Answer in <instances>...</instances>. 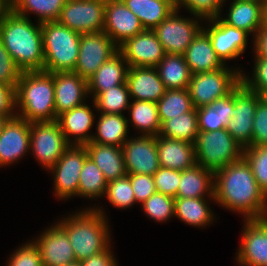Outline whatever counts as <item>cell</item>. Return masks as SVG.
<instances>
[{"label":"cell","instance_id":"obj_1","mask_svg":"<svg viewBox=\"0 0 267 266\" xmlns=\"http://www.w3.org/2000/svg\"><path fill=\"white\" fill-rule=\"evenodd\" d=\"M214 200L244 214L246 220L267 218V196L244 157L214 172Z\"/></svg>","mask_w":267,"mask_h":266},{"label":"cell","instance_id":"obj_2","mask_svg":"<svg viewBox=\"0 0 267 266\" xmlns=\"http://www.w3.org/2000/svg\"><path fill=\"white\" fill-rule=\"evenodd\" d=\"M11 11L0 23V39L21 71L43 70L44 50L41 23Z\"/></svg>","mask_w":267,"mask_h":266},{"label":"cell","instance_id":"obj_3","mask_svg":"<svg viewBox=\"0 0 267 266\" xmlns=\"http://www.w3.org/2000/svg\"><path fill=\"white\" fill-rule=\"evenodd\" d=\"M16 108L20 118L28 122L55 121V89L53 73L23 71L15 88Z\"/></svg>","mask_w":267,"mask_h":266},{"label":"cell","instance_id":"obj_4","mask_svg":"<svg viewBox=\"0 0 267 266\" xmlns=\"http://www.w3.org/2000/svg\"><path fill=\"white\" fill-rule=\"evenodd\" d=\"M68 235L76 261L89 258L109 245V231L104 212L90 208L57 223Z\"/></svg>","mask_w":267,"mask_h":266},{"label":"cell","instance_id":"obj_5","mask_svg":"<svg viewBox=\"0 0 267 266\" xmlns=\"http://www.w3.org/2000/svg\"><path fill=\"white\" fill-rule=\"evenodd\" d=\"M44 66L54 72L74 71L78 59L80 35L58 21L41 23Z\"/></svg>","mask_w":267,"mask_h":266},{"label":"cell","instance_id":"obj_6","mask_svg":"<svg viewBox=\"0 0 267 266\" xmlns=\"http://www.w3.org/2000/svg\"><path fill=\"white\" fill-rule=\"evenodd\" d=\"M196 164L213 172L243 157V148L224 129L199 131L194 143Z\"/></svg>","mask_w":267,"mask_h":266},{"label":"cell","instance_id":"obj_7","mask_svg":"<svg viewBox=\"0 0 267 266\" xmlns=\"http://www.w3.org/2000/svg\"><path fill=\"white\" fill-rule=\"evenodd\" d=\"M241 70L223 67L210 72L193 74L188 91L193 106L197 109L209 106L216 99L230 94L241 83Z\"/></svg>","mask_w":267,"mask_h":266},{"label":"cell","instance_id":"obj_8","mask_svg":"<svg viewBox=\"0 0 267 266\" xmlns=\"http://www.w3.org/2000/svg\"><path fill=\"white\" fill-rule=\"evenodd\" d=\"M69 146L57 120L30 122V149L43 167L54 166Z\"/></svg>","mask_w":267,"mask_h":266},{"label":"cell","instance_id":"obj_9","mask_svg":"<svg viewBox=\"0 0 267 266\" xmlns=\"http://www.w3.org/2000/svg\"><path fill=\"white\" fill-rule=\"evenodd\" d=\"M106 0H66L58 22L79 34L103 31Z\"/></svg>","mask_w":267,"mask_h":266},{"label":"cell","instance_id":"obj_10","mask_svg":"<svg viewBox=\"0 0 267 266\" xmlns=\"http://www.w3.org/2000/svg\"><path fill=\"white\" fill-rule=\"evenodd\" d=\"M118 51V46L104 31L81 34L78 59L73 72L88 81Z\"/></svg>","mask_w":267,"mask_h":266},{"label":"cell","instance_id":"obj_11","mask_svg":"<svg viewBox=\"0 0 267 266\" xmlns=\"http://www.w3.org/2000/svg\"><path fill=\"white\" fill-rule=\"evenodd\" d=\"M259 101V94L250 91L242 83L234 89V115L226 130L243 149L251 146L253 119Z\"/></svg>","mask_w":267,"mask_h":266},{"label":"cell","instance_id":"obj_12","mask_svg":"<svg viewBox=\"0 0 267 266\" xmlns=\"http://www.w3.org/2000/svg\"><path fill=\"white\" fill-rule=\"evenodd\" d=\"M177 14L178 9H175L153 29L165 54L183 55L194 37L203 28L199 26L198 21L182 18Z\"/></svg>","mask_w":267,"mask_h":266},{"label":"cell","instance_id":"obj_13","mask_svg":"<svg viewBox=\"0 0 267 266\" xmlns=\"http://www.w3.org/2000/svg\"><path fill=\"white\" fill-rule=\"evenodd\" d=\"M88 153L85 145H70L49 170L54 172L55 194L60 199L78 196L79 176Z\"/></svg>","mask_w":267,"mask_h":266},{"label":"cell","instance_id":"obj_14","mask_svg":"<svg viewBox=\"0 0 267 266\" xmlns=\"http://www.w3.org/2000/svg\"><path fill=\"white\" fill-rule=\"evenodd\" d=\"M122 151L127 174L152 175L159 169L157 136L140 135L127 139Z\"/></svg>","mask_w":267,"mask_h":266},{"label":"cell","instance_id":"obj_15","mask_svg":"<svg viewBox=\"0 0 267 266\" xmlns=\"http://www.w3.org/2000/svg\"><path fill=\"white\" fill-rule=\"evenodd\" d=\"M130 67H156L164 58L165 51L153 30L127 39L118 47Z\"/></svg>","mask_w":267,"mask_h":266},{"label":"cell","instance_id":"obj_16","mask_svg":"<svg viewBox=\"0 0 267 266\" xmlns=\"http://www.w3.org/2000/svg\"><path fill=\"white\" fill-rule=\"evenodd\" d=\"M144 30L139 18L121 0H106L103 31L118 47Z\"/></svg>","mask_w":267,"mask_h":266},{"label":"cell","instance_id":"obj_17","mask_svg":"<svg viewBox=\"0 0 267 266\" xmlns=\"http://www.w3.org/2000/svg\"><path fill=\"white\" fill-rule=\"evenodd\" d=\"M213 24L202 28L209 36L217 57L225 65V60L240 56L247 46V32L226 24L220 16L209 19Z\"/></svg>","mask_w":267,"mask_h":266},{"label":"cell","instance_id":"obj_18","mask_svg":"<svg viewBox=\"0 0 267 266\" xmlns=\"http://www.w3.org/2000/svg\"><path fill=\"white\" fill-rule=\"evenodd\" d=\"M245 222L237 261L241 266H267V218Z\"/></svg>","mask_w":267,"mask_h":266},{"label":"cell","instance_id":"obj_19","mask_svg":"<svg viewBox=\"0 0 267 266\" xmlns=\"http://www.w3.org/2000/svg\"><path fill=\"white\" fill-rule=\"evenodd\" d=\"M30 150V122L15 115L0 131V166L11 164Z\"/></svg>","mask_w":267,"mask_h":266},{"label":"cell","instance_id":"obj_20","mask_svg":"<svg viewBox=\"0 0 267 266\" xmlns=\"http://www.w3.org/2000/svg\"><path fill=\"white\" fill-rule=\"evenodd\" d=\"M43 266H65L76 262V257L66 232L57 224L33 242Z\"/></svg>","mask_w":267,"mask_h":266},{"label":"cell","instance_id":"obj_21","mask_svg":"<svg viewBox=\"0 0 267 266\" xmlns=\"http://www.w3.org/2000/svg\"><path fill=\"white\" fill-rule=\"evenodd\" d=\"M55 112L57 118L65 112L84 104L88 94L87 80L73 71L54 72ZM84 97V98H83Z\"/></svg>","mask_w":267,"mask_h":266},{"label":"cell","instance_id":"obj_22","mask_svg":"<svg viewBox=\"0 0 267 266\" xmlns=\"http://www.w3.org/2000/svg\"><path fill=\"white\" fill-rule=\"evenodd\" d=\"M126 84L130 97L139 101L157 103L167 90L156 67H130Z\"/></svg>","mask_w":267,"mask_h":266},{"label":"cell","instance_id":"obj_23","mask_svg":"<svg viewBox=\"0 0 267 266\" xmlns=\"http://www.w3.org/2000/svg\"><path fill=\"white\" fill-rule=\"evenodd\" d=\"M157 153L160 167L183 171L196 164L194 144L157 136Z\"/></svg>","mask_w":267,"mask_h":266},{"label":"cell","instance_id":"obj_24","mask_svg":"<svg viewBox=\"0 0 267 266\" xmlns=\"http://www.w3.org/2000/svg\"><path fill=\"white\" fill-rule=\"evenodd\" d=\"M191 74L210 72L225 65L217 57L208 34L201 29L183 54Z\"/></svg>","mask_w":267,"mask_h":266},{"label":"cell","instance_id":"obj_25","mask_svg":"<svg viewBox=\"0 0 267 266\" xmlns=\"http://www.w3.org/2000/svg\"><path fill=\"white\" fill-rule=\"evenodd\" d=\"M65 139L71 145H85L90 143L94 135H88L94 123V115L87 104L77 106L57 118ZM69 135H76L75 142L70 141Z\"/></svg>","mask_w":267,"mask_h":266},{"label":"cell","instance_id":"obj_26","mask_svg":"<svg viewBox=\"0 0 267 266\" xmlns=\"http://www.w3.org/2000/svg\"><path fill=\"white\" fill-rule=\"evenodd\" d=\"M124 62L126 63V60L118 51L89 78L87 81L88 93H94L93 99L102 91L126 83L129 66Z\"/></svg>","mask_w":267,"mask_h":266},{"label":"cell","instance_id":"obj_27","mask_svg":"<svg viewBox=\"0 0 267 266\" xmlns=\"http://www.w3.org/2000/svg\"><path fill=\"white\" fill-rule=\"evenodd\" d=\"M88 157L102 171L107 182L127 175L122 147L99 143L85 144Z\"/></svg>","mask_w":267,"mask_h":266},{"label":"cell","instance_id":"obj_28","mask_svg":"<svg viewBox=\"0 0 267 266\" xmlns=\"http://www.w3.org/2000/svg\"><path fill=\"white\" fill-rule=\"evenodd\" d=\"M214 172L195 164L181 171L178 192L175 198H204L208 192L214 200ZM213 180V181H212Z\"/></svg>","mask_w":267,"mask_h":266},{"label":"cell","instance_id":"obj_29","mask_svg":"<svg viewBox=\"0 0 267 266\" xmlns=\"http://www.w3.org/2000/svg\"><path fill=\"white\" fill-rule=\"evenodd\" d=\"M198 129L211 132L224 129L234 115V90L209 106L197 108Z\"/></svg>","mask_w":267,"mask_h":266},{"label":"cell","instance_id":"obj_30","mask_svg":"<svg viewBox=\"0 0 267 266\" xmlns=\"http://www.w3.org/2000/svg\"><path fill=\"white\" fill-rule=\"evenodd\" d=\"M136 15L145 30L155 29L175 9L172 0H121Z\"/></svg>","mask_w":267,"mask_h":266},{"label":"cell","instance_id":"obj_31","mask_svg":"<svg viewBox=\"0 0 267 266\" xmlns=\"http://www.w3.org/2000/svg\"><path fill=\"white\" fill-rule=\"evenodd\" d=\"M228 12V17L222 20L248 34L256 35L263 26L264 8L261 3L233 1Z\"/></svg>","mask_w":267,"mask_h":266},{"label":"cell","instance_id":"obj_32","mask_svg":"<svg viewBox=\"0 0 267 266\" xmlns=\"http://www.w3.org/2000/svg\"><path fill=\"white\" fill-rule=\"evenodd\" d=\"M156 69L166 89H188L192 74L183 55L165 54Z\"/></svg>","mask_w":267,"mask_h":266},{"label":"cell","instance_id":"obj_33","mask_svg":"<svg viewBox=\"0 0 267 266\" xmlns=\"http://www.w3.org/2000/svg\"><path fill=\"white\" fill-rule=\"evenodd\" d=\"M100 114L96 127L97 136H93L91 142L122 147L127 140L129 120L121 114Z\"/></svg>","mask_w":267,"mask_h":266},{"label":"cell","instance_id":"obj_34","mask_svg":"<svg viewBox=\"0 0 267 266\" xmlns=\"http://www.w3.org/2000/svg\"><path fill=\"white\" fill-rule=\"evenodd\" d=\"M199 133L197 109L172 117L161 124L159 136L194 144Z\"/></svg>","mask_w":267,"mask_h":266},{"label":"cell","instance_id":"obj_35","mask_svg":"<svg viewBox=\"0 0 267 266\" xmlns=\"http://www.w3.org/2000/svg\"><path fill=\"white\" fill-rule=\"evenodd\" d=\"M174 215L193 226H205L214 215L205 198H175Z\"/></svg>","mask_w":267,"mask_h":266},{"label":"cell","instance_id":"obj_36","mask_svg":"<svg viewBox=\"0 0 267 266\" xmlns=\"http://www.w3.org/2000/svg\"><path fill=\"white\" fill-rule=\"evenodd\" d=\"M133 101L128 107L131 123L135 125L136 129L138 128L139 131L143 132L142 135L158 136L161 122L157 104L151 101Z\"/></svg>","mask_w":267,"mask_h":266},{"label":"cell","instance_id":"obj_37","mask_svg":"<svg viewBox=\"0 0 267 266\" xmlns=\"http://www.w3.org/2000/svg\"><path fill=\"white\" fill-rule=\"evenodd\" d=\"M66 0H12V11L27 17V13L38 15L39 23L58 21Z\"/></svg>","mask_w":267,"mask_h":266},{"label":"cell","instance_id":"obj_38","mask_svg":"<svg viewBox=\"0 0 267 266\" xmlns=\"http://www.w3.org/2000/svg\"><path fill=\"white\" fill-rule=\"evenodd\" d=\"M156 104L161 124L195 108L188 89H167Z\"/></svg>","mask_w":267,"mask_h":266},{"label":"cell","instance_id":"obj_39","mask_svg":"<svg viewBox=\"0 0 267 266\" xmlns=\"http://www.w3.org/2000/svg\"><path fill=\"white\" fill-rule=\"evenodd\" d=\"M107 184L102 171L90 157H87L79 176L78 195L92 199L104 196Z\"/></svg>","mask_w":267,"mask_h":266},{"label":"cell","instance_id":"obj_40","mask_svg":"<svg viewBox=\"0 0 267 266\" xmlns=\"http://www.w3.org/2000/svg\"><path fill=\"white\" fill-rule=\"evenodd\" d=\"M130 94L127 84H121L107 89L98 94L93 103L96 109L105 114H122V110L128 109Z\"/></svg>","mask_w":267,"mask_h":266},{"label":"cell","instance_id":"obj_41","mask_svg":"<svg viewBox=\"0 0 267 266\" xmlns=\"http://www.w3.org/2000/svg\"><path fill=\"white\" fill-rule=\"evenodd\" d=\"M106 197L117 208H129L135 202V195L128 175L108 182Z\"/></svg>","mask_w":267,"mask_h":266},{"label":"cell","instance_id":"obj_42","mask_svg":"<svg viewBox=\"0 0 267 266\" xmlns=\"http://www.w3.org/2000/svg\"><path fill=\"white\" fill-rule=\"evenodd\" d=\"M243 157L250 164L260 189L267 196V145L243 149Z\"/></svg>","mask_w":267,"mask_h":266},{"label":"cell","instance_id":"obj_43","mask_svg":"<svg viewBox=\"0 0 267 266\" xmlns=\"http://www.w3.org/2000/svg\"><path fill=\"white\" fill-rule=\"evenodd\" d=\"M174 204L175 198L155 192L142 203V207L150 218L163 222L174 215Z\"/></svg>","mask_w":267,"mask_h":266},{"label":"cell","instance_id":"obj_44","mask_svg":"<svg viewBox=\"0 0 267 266\" xmlns=\"http://www.w3.org/2000/svg\"><path fill=\"white\" fill-rule=\"evenodd\" d=\"M225 0H176V9L185 7L199 19H213L220 16L221 8Z\"/></svg>","mask_w":267,"mask_h":266},{"label":"cell","instance_id":"obj_45","mask_svg":"<svg viewBox=\"0 0 267 266\" xmlns=\"http://www.w3.org/2000/svg\"><path fill=\"white\" fill-rule=\"evenodd\" d=\"M155 187L158 193L175 198L178 192L181 171L167 167H159L153 174Z\"/></svg>","mask_w":267,"mask_h":266},{"label":"cell","instance_id":"obj_46","mask_svg":"<svg viewBox=\"0 0 267 266\" xmlns=\"http://www.w3.org/2000/svg\"><path fill=\"white\" fill-rule=\"evenodd\" d=\"M21 73V69L16 65L0 39V83L16 87Z\"/></svg>","mask_w":267,"mask_h":266},{"label":"cell","instance_id":"obj_47","mask_svg":"<svg viewBox=\"0 0 267 266\" xmlns=\"http://www.w3.org/2000/svg\"><path fill=\"white\" fill-rule=\"evenodd\" d=\"M267 145V106L259 101L253 119V133L250 147Z\"/></svg>","mask_w":267,"mask_h":266},{"label":"cell","instance_id":"obj_48","mask_svg":"<svg viewBox=\"0 0 267 266\" xmlns=\"http://www.w3.org/2000/svg\"><path fill=\"white\" fill-rule=\"evenodd\" d=\"M255 58V68L252 77L254 79L241 74V83L250 91L259 94L261 91L267 90V59L260 58L257 55Z\"/></svg>","mask_w":267,"mask_h":266},{"label":"cell","instance_id":"obj_49","mask_svg":"<svg viewBox=\"0 0 267 266\" xmlns=\"http://www.w3.org/2000/svg\"><path fill=\"white\" fill-rule=\"evenodd\" d=\"M133 188L136 202L144 203L157 192L154 177L147 174H127Z\"/></svg>","mask_w":267,"mask_h":266},{"label":"cell","instance_id":"obj_50","mask_svg":"<svg viewBox=\"0 0 267 266\" xmlns=\"http://www.w3.org/2000/svg\"><path fill=\"white\" fill-rule=\"evenodd\" d=\"M8 266H43L39 250L32 242L19 248L9 259Z\"/></svg>","mask_w":267,"mask_h":266},{"label":"cell","instance_id":"obj_51","mask_svg":"<svg viewBox=\"0 0 267 266\" xmlns=\"http://www.w3.org/2000/svg\"><path fill=\"white\" fill-rule=\"evenodd\" d=\"M15 88L0 83V115L7 119L16 115L12 111L16 109Z\"/></svg>","mask_w":267,"mask_h":266},{"label":"cell","instance_id":"obj_52","mask_svg":"<svg viewBox=\"0 0 267 266\" xmlns=\"http://www.w3.org/2000/svg\"><path fill=\"white\" fill-rule=\"evenodd\" d=\"M110 246L105 250L81 261V266H117L115 258L110 251Z\"/></svg>","mask_w":267,"mask_h":266},{"label":"cell","instance_id":"obj_53","mask_svg":"<svg viewBox=\"0 0 267 266\" xmlns=\"http://www.w3.org/2000/svg\"><path fill=\"white\" fill-rule=\"evenodd\" d=\"M255 54L260 57L267 59V28H262L256 33L255 41Z\"/></svg>","mask_w":267,"mask_h":266},{"label":"cell","instance_id":"obj_54","mask_svg":"<svg viewBox=\"0 0 267 266\" xmlns=\"http://www.w3.org/2000/svg\"><path fill=\"white\" fill-rule=\"evenodd\" d=\"M12 11V0H0V23Z\"/></svg>","mask_w":267,"mask_h":266},{"label":"cell","instance_id":"obj_55","mask_svg":"<svg viewBox=\"0 0 267 266\" xmlns=\"http://www.w3.org/2000/svg\"><path fill=\"white\" fill-rule=\"evenodd\" d=\"M260 101L267 106V90L261 91L259 93Z\"/></svg>","mask_w":267,"mask_h":266},{"label":"cell","instance_id":"obj_56","mask_svg":"<svg viewBox=\"0 0 267 266\" xmlns=\"http://www.w3.org/2000/svg\"><path fill=\"white\" fill-rule=\"evenodd\" d=\"M263 26L267 28V8L264 9Z\"/></svg>","mask_w":267,"mask_h":266},{"label":"cell","instance_id":"obj_57","mask_svg":"<svg viewBox=\"0 0 267 266\" xmlns=\"http://www.w3.org/2000/svg\"><path fill=\"white\" fill-rule=\"evenodd\" d=\"M7 120V118L3 115H0V131L2 129V126L4 124V122Z\"/></svg>","mask_w":267,"mask_h":266},{"label":"cell","instance_id":"obj_58","mask_svg":"<svg viewBox=\"0 0 267 266\" xmlns=\"http://www.w3.org/2000/svg\"><path fill=\"white\" fill-rule=\"evenodd\" d=\"M65 266H81V262L76 261L74 263H71V264H68V265H65Z\"/></svg>","mask_w":267,"mask_h":266},{"label":"cell","instance_id":"obj_59","mask_svg":"<svg viewBox=\"0 0 267 266\" xmlns=\"http://www.w3.org/2000/svg\"><path fill=\"white\" fill-rule=\"evenodd\" d=\"M261 4H262L264 9L267 8V0H261Z\"/></svg>","mask_w":267,"mask_h":266},{"label":"cell","instance_id":"obj_60","mask_svg":"<svg viewBox=\"0 0 267 266\" xmlns=\"http://www.w3.org/2000/svg\"><path fill=\"white\" fill-rule=\"evenodd\" d=\"M234 1H253L257 3H261V0H234Z\"/></svg>","mask_w":267,"mask_h":266}]
</instances>
